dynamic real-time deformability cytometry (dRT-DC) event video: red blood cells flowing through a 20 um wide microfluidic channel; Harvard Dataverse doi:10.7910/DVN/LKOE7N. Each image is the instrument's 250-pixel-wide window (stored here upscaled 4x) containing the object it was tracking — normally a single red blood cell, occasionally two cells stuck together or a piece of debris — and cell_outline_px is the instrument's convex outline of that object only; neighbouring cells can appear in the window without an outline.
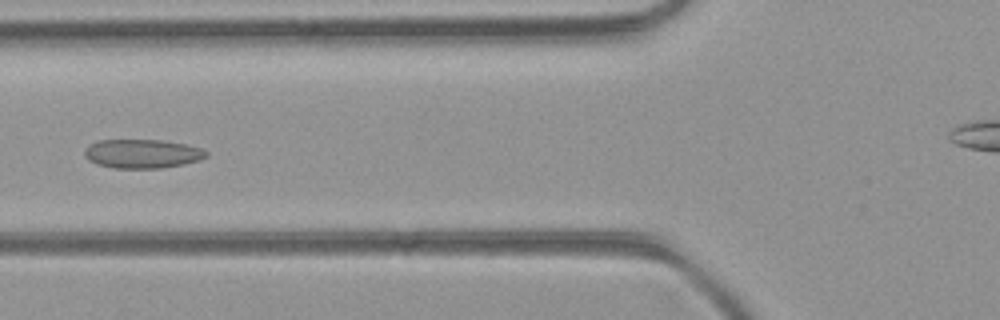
{"species": "common noctule bat (a hibernating species)", "species_latin": "Nyctalus noctula", "temperature_condition": "room temperature", "stored_images_in_passage": 52, "camera_frame_rate_fps": 3000, "um_per_image_px": 0.085, "animal": {"sex": "female", "body_mass_g": 21.9}, "frame": {"image": 1, "passage_image": 19, "time_ms": 6.0, "image_size_px": [1000, 320], "cell_outline_px": [[208, 156], [200, 160], [184, 164], [160, 168], [112, 168], [96, 164], [88, 160], [84, 156], [84, 148], [88, 144], [96, 140], [160, 140], [184, 144], [200, 148], [208, 152]], "centroid_in_image_um": [12.04, 13.07], "position_along_channel_um": 113.8, "area_um2": 20.69}}
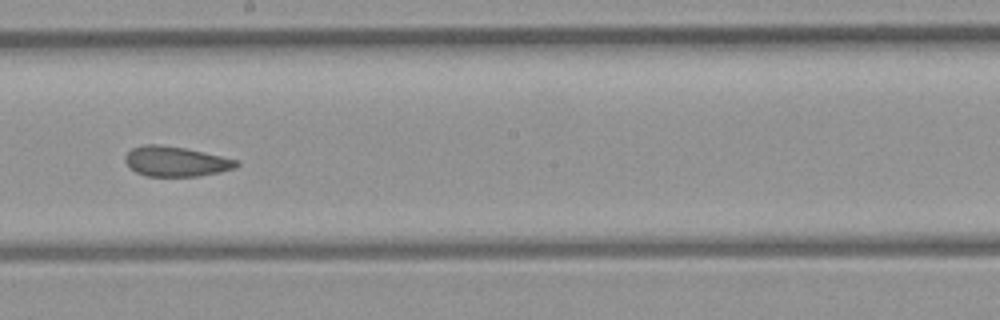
{"frame": {"image": 2, "passage_image": 28, "time_ms": 9.0, "image_size_px": [1000, 320], "cell_outline_px": [[240, 164], [236, 168], [220, 172], [200, 176], [148, 176], [136, 172], [124, 160], [124, 156], [132, 148], [144, 144], [160, 144], [184, 148], [220, 156], [236, 160]], "centroid_in_image_um": [14.94, 13.72], "position_along_channel_um": 233.3, "area_um2": 19.31}}
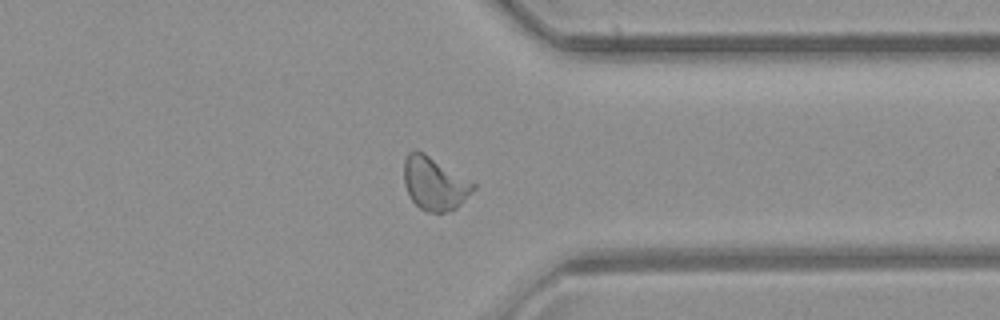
{"frame": {"image": 3, "passage_image": 39, "time_ms": 12.667, "image_size_px": [1000, 320], "cell_outline_px": [[476, 188], [456, 208], [444, 212], [428, 212], [420, 208], [412, 200], [404, 184], [404, 160], [408, 152], [416, 148], [424, 152], [476, 184]], "centroid_in_image_um": [36.91, 15.57], "position_along_channel_um": 374.5, "area_um2": 21.39}, "authors_computed_cell_mechanics": {"area_um2": 20.8658, "velocity_mm_per_s": 3.9711, "shape_relaxation_time_tau1_ms": null, "shape_relaxation_time_tau2_ms": 1.7582, "deformation_change_tau1": null, "deformation_change_tau2": 0.0824}}